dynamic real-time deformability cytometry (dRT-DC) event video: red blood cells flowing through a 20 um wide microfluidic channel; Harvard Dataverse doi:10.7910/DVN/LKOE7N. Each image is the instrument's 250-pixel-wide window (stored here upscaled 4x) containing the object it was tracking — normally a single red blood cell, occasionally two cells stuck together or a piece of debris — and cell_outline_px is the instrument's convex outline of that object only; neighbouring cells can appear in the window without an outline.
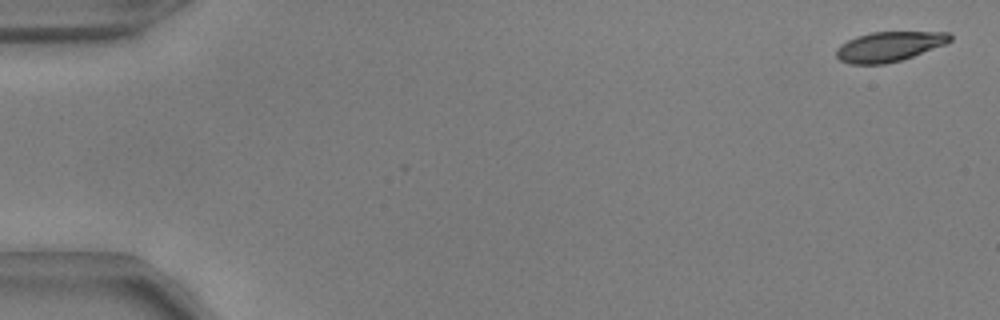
{"species": "common noctule bat (a hibernating species)", "species_latin": "Nyctalus noctula", "temperature_condition": "warm", "stored_images_in_passage": 52, "camera_frame_rate_fps": 3000, "um_per_image_px": 0.085, "animal": {"sex": "male", "body_mass_g": 17.9, "forearm_length_mm": 54.2}, "frame": {"image": 1, "passage_image": 1, "time_ms": 0.0, "image_size_px": [1000, 320], "cell_outline_px": [[948, 40], [908, 56], [892, 60], [852, 60], [868, 36], [888, 32], [916, 32], [948, 36]], "centroid_in_image_um": [76.21, 3.85], "position_along_channel_um": 8.8, "area_um2": 13.12}}
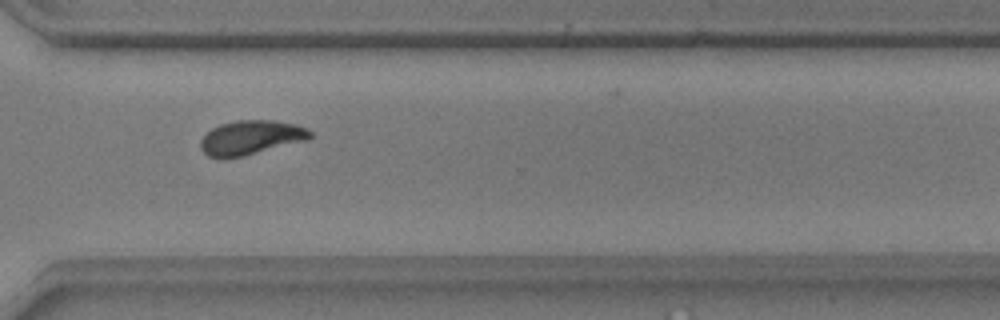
{"frame": {"image": 2, "passage_image": 39, "time_ms": 12.667, "image_size_px": [1000, 320], "cell_outline_px": [[308, 136], [228, 156], [224, 156], [212, 152], [208, 148], [208, 136], [212, 132], [240, 124], [268, 124], [296, 128], [304, 132]], "centroid_in_image_um": [21.27, 11.72], "position_along_channel_um": 349.3, "area_um2": 14.85}}
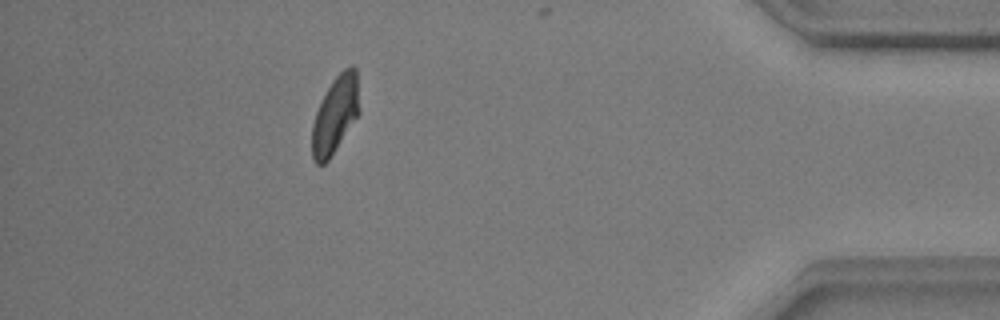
{"frame": {"image": 3, "passage_image": 47, "time_ms": 15.333, "image_size_px": [1000, 320], "cell_outline_px": [[356, 112], [328, 156], [324, 160], [320, 160], [316, 156], [312, 144], [316, 120], [320, 108], [328, 92], [332, 88], [352, 72], [356, 104]], "centroid_in_image_um": [28.41, 9.94], "position_along_channel_um": 406.8, "area_um2": 15.61}}